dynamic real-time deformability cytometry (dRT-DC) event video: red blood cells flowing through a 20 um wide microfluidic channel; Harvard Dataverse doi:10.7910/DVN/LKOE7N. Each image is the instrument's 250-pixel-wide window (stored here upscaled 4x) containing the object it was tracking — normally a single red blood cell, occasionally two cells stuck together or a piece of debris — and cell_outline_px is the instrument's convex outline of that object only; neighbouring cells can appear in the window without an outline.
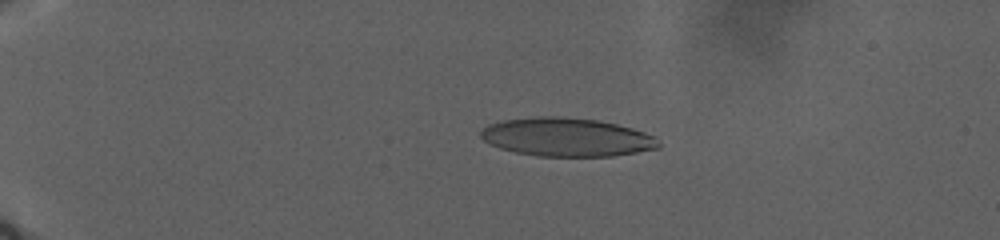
{"species": "human", "species_latin": "Homo sapiens", "temperature_condition": "warm", "stored_images_in_passage": 54, "camera_frame_rate_fps": 3000, "um_per_image_px": 0.085, "donor": {"sex": "male"}, "frame": {"image": 1, "passage_image": 37, "time_ms": 9.333, "image_size_px": [1000, 240], "cell_outline_px": [[660, 148], [612, 156], [536, 156], [516, 152], [500, 148], [488, 144], [480, 136], [480, 132], [488, 124], [504, 120], [532, 116], [564, 116], [596, 120], [616, 124], [632, 128], [656, 136], [660, 144]], "centroid_in_image_um": [48.16, 11.65], "position_along_channel_um": 36.8, "area_um2": 40.11}}